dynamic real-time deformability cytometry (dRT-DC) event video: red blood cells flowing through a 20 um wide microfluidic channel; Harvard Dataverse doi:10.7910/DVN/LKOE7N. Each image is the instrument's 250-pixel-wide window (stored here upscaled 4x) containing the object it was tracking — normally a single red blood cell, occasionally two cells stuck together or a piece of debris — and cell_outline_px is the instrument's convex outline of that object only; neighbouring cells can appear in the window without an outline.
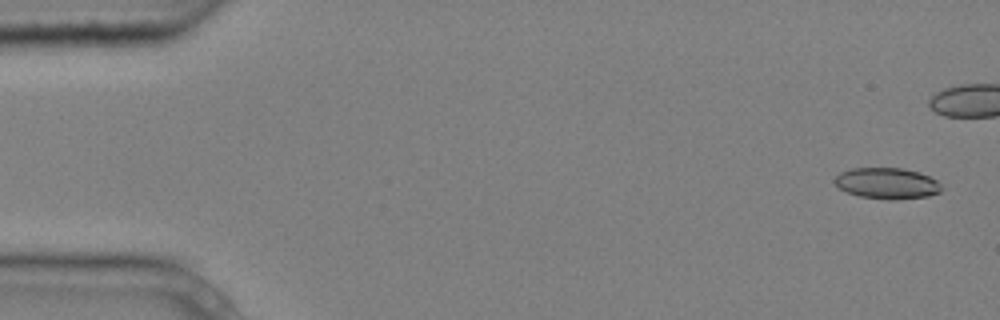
{"species": "common noctule bat (a hibernating species)", "species_latin": "Nyctalus noctula", "temperature_condition": "cold", "stored_images_in_passage": 6, "camera_frame_rate_fps": 3000, "um_per_image_px": 0.085, "animal": {"sex": "male", "body_mass_g": 20.4}, "frame": {"image": 1, "passage_image": 1, "time_ms": 0.0, "image_size_px": [1000, 320], "cell_outline_px": [[944, 188], [940, 192], [928, 196], [896, 200], [888, 200], [860, 196], [848, 192], [840, 188], [832, 180], [840, 172], [852, 168], [904, 168], [920, 172], [936, 180]], "centroid_in_image_um": [75.42, 15.58], "position_along_channel_um": 9.6, "area_um2": 19.48}}